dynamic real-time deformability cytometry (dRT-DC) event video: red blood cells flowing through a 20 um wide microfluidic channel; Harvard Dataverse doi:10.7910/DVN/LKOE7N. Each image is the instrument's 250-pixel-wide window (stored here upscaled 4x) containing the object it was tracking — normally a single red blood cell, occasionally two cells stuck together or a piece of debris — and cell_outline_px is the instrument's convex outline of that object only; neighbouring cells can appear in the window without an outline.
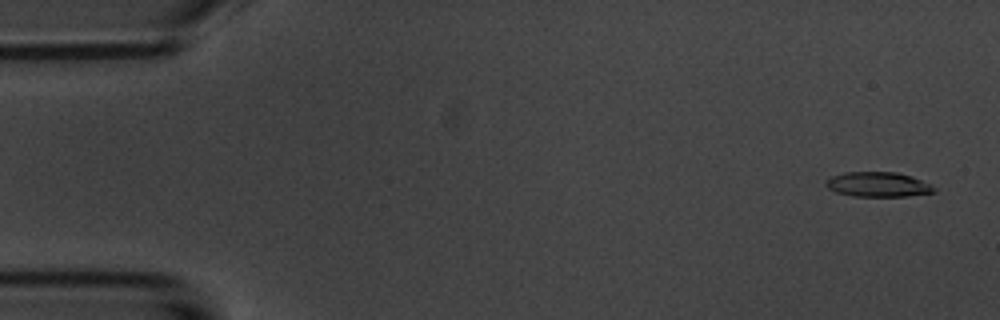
{"species": "common noctule bat (a hibernating species)", "species_latin": "Nyctalus noctula", "temperature_condition": "room temperature", "stored_images_in_passage": 55, "camera_frame_rate_fps": 3000, "um_per_image_px": 0.085, "animal": {"sex": "male", "body_mass_g": 20.1, "forearm_length_mm": 53.5}, "frame": {"image": 1, "passage_image": 3, "time_ms": 0.667, "image_size_px": [1000, 320], "cell_outline_px": [[936, 192], [908, 196], [852, 196], [836, 192], [828, 188], [824, 184], [824, 180], [832, 176], [844, 172], [896, 172], [912, 176], [936, 188]], "centroid_in_image_um": [74.59, 15.68], "position_along_channel_um": 10.4, "area_um2": 15.66}}
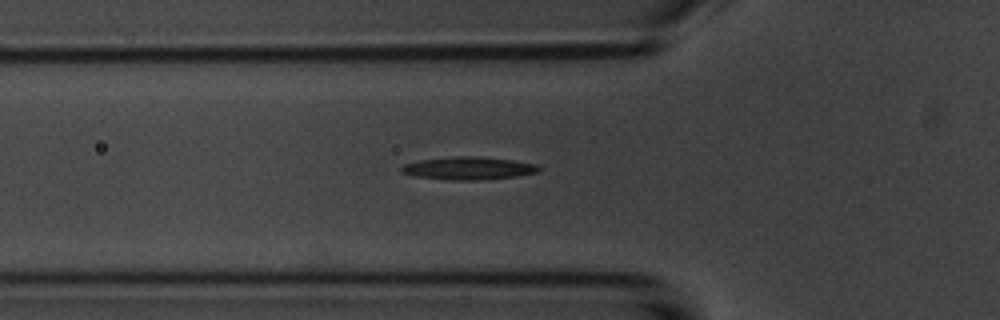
{"frame": {"image": 2, "passage_image": 19, "time_ms": 6.0, "image_size_px": [1000, 320], "cell_outline_px": [[540, 168], [536, 172], [516, 176], [480, 180], [452, 180], [416, 176], [400, 172], [400, 168], [404, 164], [420, 160], [456, 156], [480, 156], [512, 160], [536, 164]], "centroid_in_image_um": [39.8, 14.29], "position_along_channel_um": 86.0, "area_um2": 18.09}}
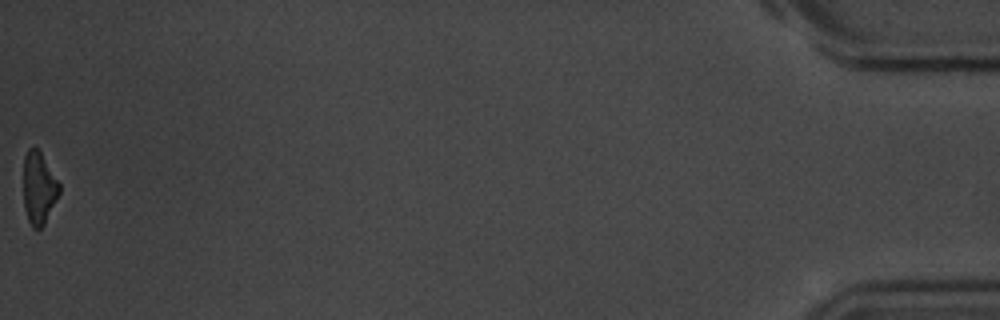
{"frame": {"image": 3, "passage_image": 55, "time_ms": 18.0, "image_size_px": [1000, 320], "cell_outline_px": [[60, 192], [44, 224], [40, 228], [32, 228], [28, 220], [24, 208], [24, 156], [28, 148], [36, 148], [40, 152], [60, 184]], "centroid_in_image_um": [3.29, 16.0], "position_along_channel_um": 431.9, "area_um2": 14.85}, "authors_computed_cell_mechanics": {"area_um2": 16.8198, "velocity_mm_per_s": 3.7125, "shape_relaxation_time_tau1_ms": 10.9273, "shape_relaxation_time_tau2_ms": 4.8739, "deformation_change_tau1": 0.2474, "deformation_change_tau2": 0.2013}}